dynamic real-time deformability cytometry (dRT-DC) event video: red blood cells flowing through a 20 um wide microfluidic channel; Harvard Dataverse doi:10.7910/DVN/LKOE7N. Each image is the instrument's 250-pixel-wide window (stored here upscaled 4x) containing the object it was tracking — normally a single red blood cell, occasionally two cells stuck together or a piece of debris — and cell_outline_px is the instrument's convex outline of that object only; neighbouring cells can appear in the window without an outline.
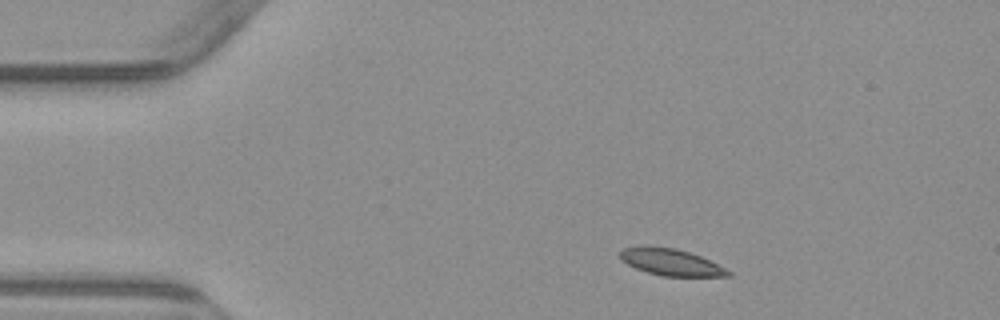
{"species": "common noctule bat (a hibernating species)", "species_latin": "Nyctalus noctula", "temperature_condition": "warm", "stored_images_in_passage": 3, "camera_frame_rate_fps": 3000, "um_per_image_px": 0.085, "animal": {"sex": "male", "body_mass_g": 23.1, "forearm_length_mm": 52.7}, "frame": {"image": 1, "passage_image": 1, "time_ms": 0.0, "image_size_px": [1000, 320], "cell_outline_px": [[732, 276], [664, 276], [648, 272], [636, 268], [620, 260], [620, 252], [624, 248], [640, 244], [644, 244], [676, 248], [700, 256], [732, 272]], "centroid_in_image_um": [56.97, 22.25], "position_along_channel_um": 28.0, "area_um2": 16.88}}
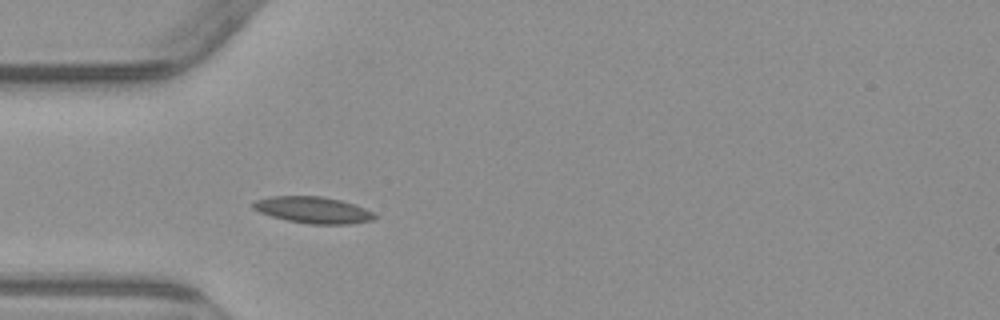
{"frame": {"image": 2, "passage_image": 3, "time_ms": 2.333, "image_size_px": [1000, 320], "cell_outline_px": [[376, 216], [372, 220], [352, 224], [308, 224], [288, 220], [272, 216], [260, 212], [252, 208], [252, 200], [272, 196], [324, 196], [356, 204], [372, 212]], "centroid_in_image_um": [26.59, 17.84], "position_along_channel_um": 58.4, "area_um2": 18.84}}